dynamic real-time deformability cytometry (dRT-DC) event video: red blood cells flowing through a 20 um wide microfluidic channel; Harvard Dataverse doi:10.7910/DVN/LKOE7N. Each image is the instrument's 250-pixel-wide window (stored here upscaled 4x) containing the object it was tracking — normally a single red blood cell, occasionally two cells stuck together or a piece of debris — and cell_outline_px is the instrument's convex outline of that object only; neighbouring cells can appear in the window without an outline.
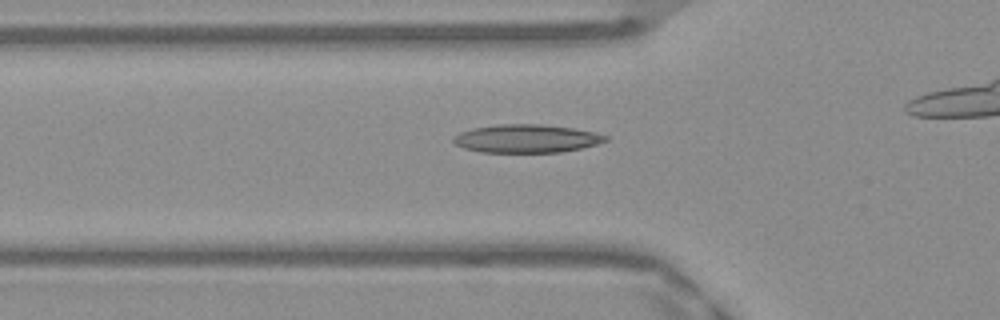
{"species": "Egyptian fruit bat (a non-hibernating species)", "species_latin": "Rousettus aegyptiacus", "temperature_condition": "warm", "stored_images_in_passage": 28, "camera_frame_rate_fps": 3000, "um_per_image_px": 0.085, "frame": {"image": 1, "passage_image": 4, "time_ms": 1.0, "image_size_px": [1000, 320], "cell_outline_px": [[604, 140], [592, 144], [576, 148], [552, 152], [488, 152], [468, 148], [460, 144], [468, 132], [480, 128], [564, 128], [588, 132], [600, 136]], "centroid_in_image_um": [44.86, 11.87], "position_along_channel_um": 80.9, "area_um2": 20.52}}
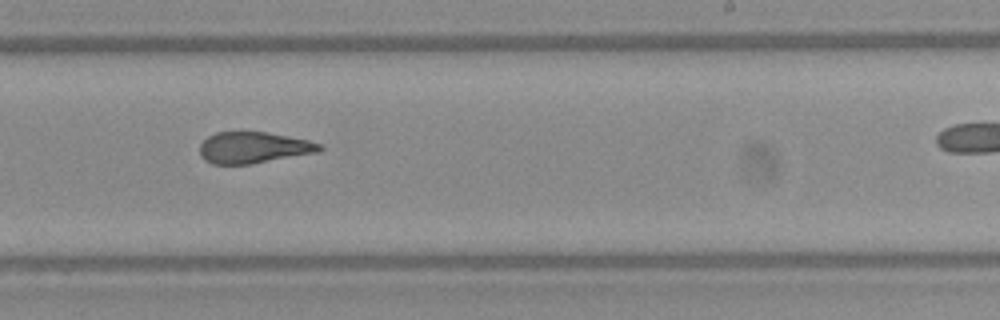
{"frame": {"image": 2, "passage_image": 18, "time_ms": 5.667, "image_size_px": [1000, 320], "cell_outline_px": [[320, 148], [308, 152], [244, 164], [216, 164], [208, 160], [200, 152], [200, 148], [204, 140], [220, 132], [260, 132], [304, 140], [320, 144]], "centroid_in_image_um": [21.41, 12.53], "position_along_channel_um": 267.6, "area_um2": 19.94}}
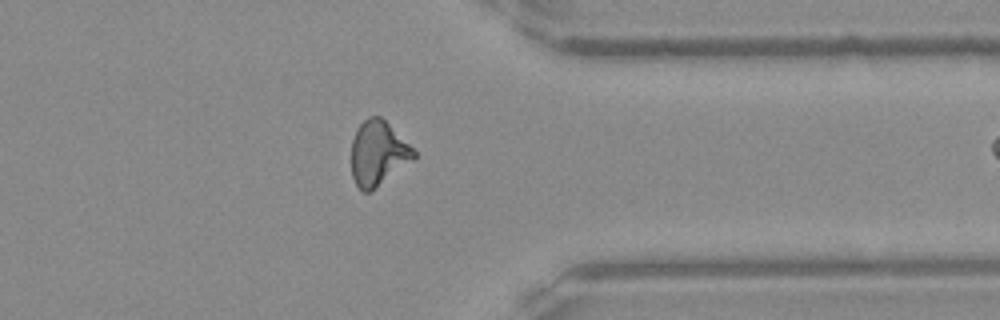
{"frame": {"image": 3, "passage_image": 27, "time_ms": 8.667, "image_size_px": [1000, 320], "cell_outline_px": [[416, 156], [368, 192], [364, 192], [356, 184], [352, 172], [352, 144], [356, 132], [360, 124], [364, 120], [372, 116], [376, 116], [384, 120], [416, 152]], "centroid_in_image_um": [32.1, 13.01], "position_along_channel_um": 379.3, "area_um2": 22.25}}